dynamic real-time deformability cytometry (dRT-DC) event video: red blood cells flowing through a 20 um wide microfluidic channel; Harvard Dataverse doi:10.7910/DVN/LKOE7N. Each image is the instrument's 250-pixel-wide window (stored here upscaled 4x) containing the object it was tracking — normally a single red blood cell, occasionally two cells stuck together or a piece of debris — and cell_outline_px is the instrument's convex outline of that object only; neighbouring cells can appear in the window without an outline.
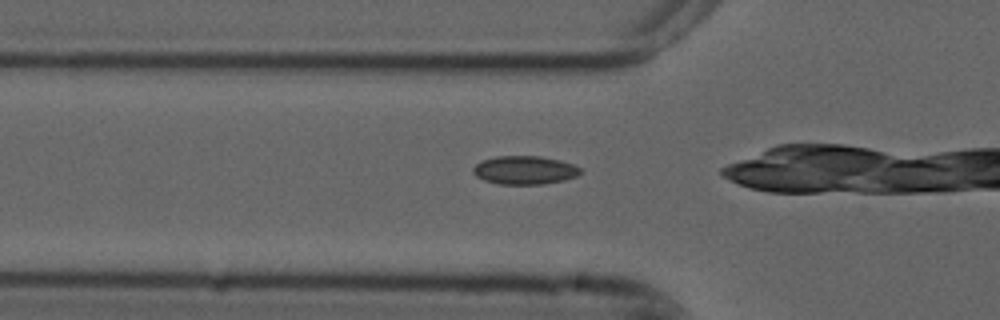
{"species": "common noctule bat (a hibernating species)", "species_latin": "Nyctalus noctula", "temperature_condition": "cold", "stored_images_in_passage": 35, "camera_frame_rate_fps": 3000, "um_per_image_px": 0.085, "animal": {"sex": "male", "forearm_length_mm": 52.5}, "frame": {"image": 1, "passage_image": 9, "time_ms": 2.667, "image_size_px": [1000, 320], "cell_outline_px": [[584, 172], [576, 176], [564, 180], [544, 184], [500, 184], [484, 180], [476, 176], [472, 172], [472, 168], [480, 160], [496, 156], [540, 156], [560, 160], [572, 164], [580, 168]], "centroid_in_image_um": [44.58, 14.45], "position_along_channel_um": 81.2, "area_um2": 17.92}}
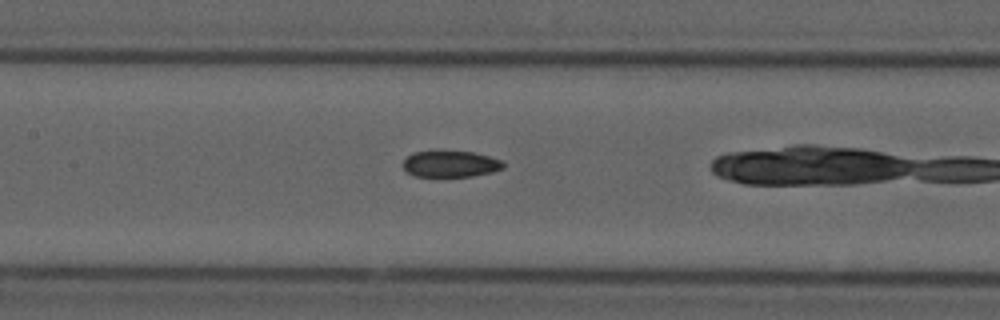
{"frame": {"image": 2, "passage_image": 16, "time_ms": 5.0, "image_size_px": [1000, 320], "cell_outline_px": [[504, 168], [492, 172], [472, 176], [416, 176], [408, 172], [404, 168], [404, 160], [412, 152], [436, 148], [472, 152], [504, 160]], "centroid_in_image_um": [38.29, 13.88], "position_along_channel_um": 169.1, "area_um2": 15.95}}
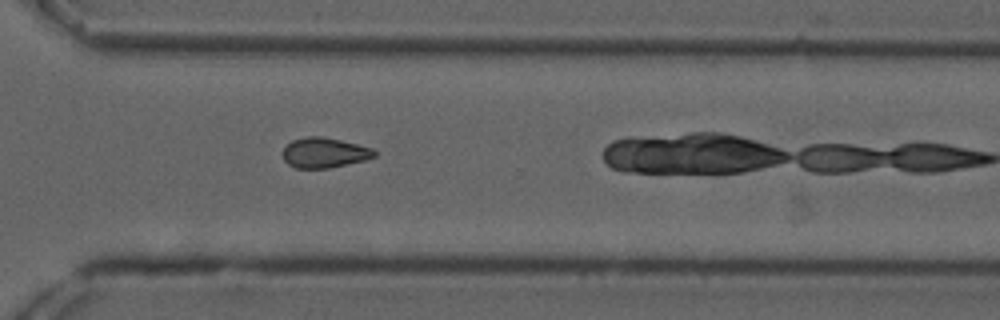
{"frame": {"image": 3, "passage_image": 30, "time_ms": 9.667, "image_size_px": [1000, 320], "cell_outline_px": [[376, 156], [364, 160], [328, 168], [296, 168], [288, 164], [284, 160], [280, 152], [292, 140], [308, 136], [320, 136], [340, 140], [372, 148], [376, 152]], "centroid_in_image_um": [27.53, 12.98], "position_along_channel_um": 343.1, "area_um2": 16.01}, "authors_computed_cell_mechanics": {"area_um2": 16.762, "velocity_mm_per_s": 3.7358, "shape_relaxation_time_tau1_ms": null, "shape_relaxation_time_tau2_ms": 5.6398, "deformation_change_tau1": null, "deformation_change_tau2": 0.0911}}